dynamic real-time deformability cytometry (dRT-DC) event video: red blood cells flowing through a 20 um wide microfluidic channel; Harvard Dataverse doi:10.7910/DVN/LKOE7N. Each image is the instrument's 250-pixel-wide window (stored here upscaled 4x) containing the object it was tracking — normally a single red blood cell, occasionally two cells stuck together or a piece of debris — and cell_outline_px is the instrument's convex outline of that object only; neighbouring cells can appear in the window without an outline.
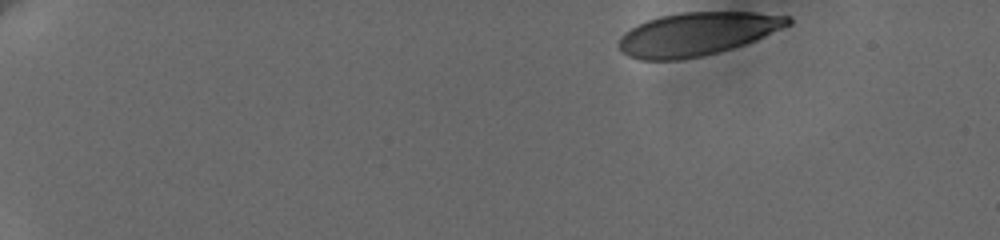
{"species": "human", "species_latin": "Homo sapiens", "temperature_condition": "cold", "stored_images_in_passage": 34, "camera_frame_rate_fps": 3000, "um_per_image_px": 0.085, "donor": {"sex": "female"}, "frame": {"image": 1, "passage_image": 1, "time_ms": 0.0, "image_size_px": [1000, 240], "cell_outline_px": [[792, 24], [756, 40], [732, 48], [700, 56], [680, 60], [640, 60], [628, 56], [620, 52], [620, 36], [624, 32], [636, 24], [660, 16], [680, 12], [756, 12], [792, 16]], "centroid_in_image_um": [59.26, 2.88], "position_along_channel_um": 25.7, "area_um2": 42.71}}
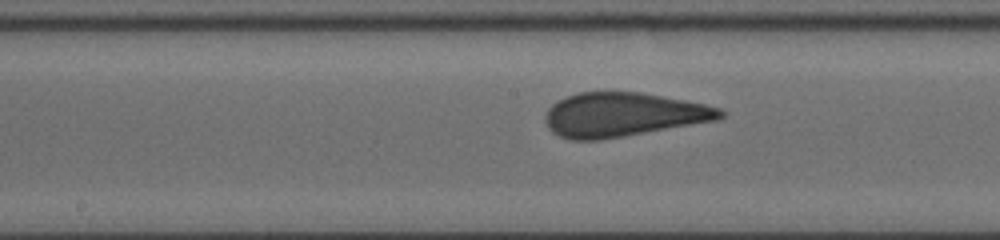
{"frame": {"image": 2, "passage_image": 20, "time_ms": 8.333, "image_size_px": [1000, 240], "cell_outline_px": [[724, 116], [716, 120], [596, 140], [572, 140], [560, 136], [552, 132], [548, 128], [544, 120], [544, 116], [548, 108], [556, 100], [580, 92], [640, 92], [684, 100], [704, 104], [720, 108], [724, 112]], "centroid_in_image_um": [52.9, 9.73], "position_along_channel_um": 195.3, "area_um2": 44.39}}
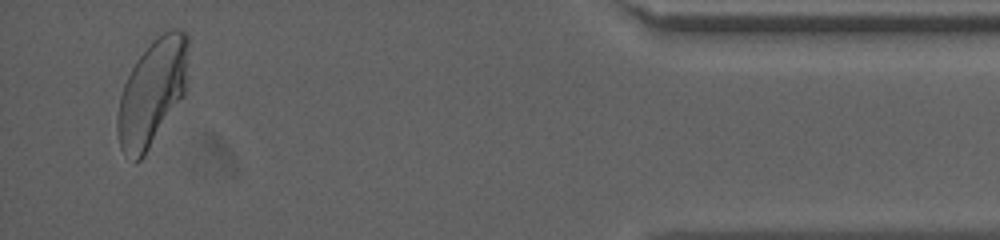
{"frame": {"image": 3, "passage_image": 34, "time_ms": 16.0, "image_size_px": [1000, 240], "cell_outline_px": [[188, 44], [184, 96], [144, 156], [136, 164], [120, 148], [116, 128], [116, 120], [120, 96], [124, 84], [136, 60], [152, 40], [164, 32], [172, 28], [180, 28], [188, 32]], "centroid_in_image_um": [12.93, 7.86], "position_along_channel_um": 422.3, "area_um2": 43.75}}